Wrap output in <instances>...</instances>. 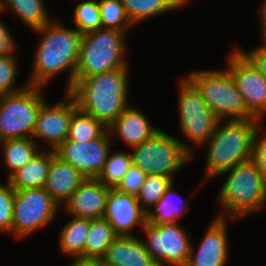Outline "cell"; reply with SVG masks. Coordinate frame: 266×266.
<instances>
[{
    "label": "cell",
    "instance_id": "6da1fadb",
    "mask_svg": "<svg viewBox=\"0 0 266 266\" xmlns=\"http://www.w3.org/2000/svg\"><path fill=\"white\" fill-rule=\"evenodd\" d=\"M41 36L34 52L29 85L48 86V83L68 71L66 90L74 85V76L79 59L82 35L75 28H68L59 20L53 19L41 28L33 30Z\"/></svg>",
    "mask_w": 266,
    "mask_h": 266
},
{
    "label": "cell",
    "instance_id": "7a4b0ae2",
    "mask_svg": "<svg viewBox=\"0 0 266 266\" xmlns=\"http://www.w3.org/2000/svg\"><path fill=\"white\" fill-rule=\"evenodd\" d=\"M129 69L121 68L74 79V85L68 92L80 111L108 127L130 104Z\"/></svg>",
    "mask_w": 266,
    "mask_h": 266
},
{
    "label": "cell",
    "instance_id": "3957f363",
    "mask_svg": "<svg viewBox=\"0 0 266 266\" xmlns=\"http://www.w3.org/2000/svg\"><path fill=\"white\" fill-rule=\"evenodd\" d=\"M260 122L258 119H250L217 123L214 133L203 145L207 147L203 183L197 190L195 188L190 197L196 195L206 181L219 177L237 164L252 160L255 129Z\"/></svg>",
    "mask_w": 266,
    "mask_h": 266
},
{
    "label": "cell",
    "instance_id": "277c9868",
    "mask_svg": "<svg viewBox=\"0 0 266 266\" xmlns=\"http://www.w3.org/2000/svg\"><path fill=\"white\" fill-rule=\"evenodd\" d=\"M227 178L218 191L217 199L221 218H246L266 210V179L252 161L237 164L221 173Z\"/></svg>",
    "mask_w": 266,
    "mask_h": 266
},
{
    "label": "cell",
    "instance_id": "5b68a950",
    "mask_svg": "<svg viewBox=\"0 0 266 266\" xmlns=\"http://www.w3.org/2000/svg\"><path fill=\"white\" fill-rule=\"evenodd\" d=\"M126 37L125 32L108 28L83 34L74 79L129 68Z\"/></svg>",
    "mask_w": 266,
    "mask_h": 266
},
{
    "label": "cell",
    "instance_id": "8992f818",
    "mask_svg": "<svg viewBox=\"0 0 266 266\" xmlns=\"http://www.w3.org/2000/svg\"><path fill=\"white\" fill-rule=\"evenodd\" d=\"M220 121L255 119L246 109L232 74L226 69L193 70L185 76Z\"/></svg>",
    "mask_w": 266,
    "mask_h": 266
},
{
    "label": "cell",
    "instance_id": "52a82bcc",
    "mask_svg": "<svg viewBox=\"0 0 266 266\" xmlns=\"http://www.w3.org/2000/svg\"><path fill=\"white\" fill-rule=\"evenodd\" d=\"M178 83V110L180 134L188 139L185 142L178 139L183 148L194 160V149L192 146H202L212 136L217 123L220 121L212 112L205 101L201 98L196 87L185 77ZM189 143H188V142ZM190 143L191 146H190Z\"/></svg>",
    "mask_w": 266,
    "mask_h": 266
},
{
    "label": "cell",
    "instance_id": "ba28073f",
    "mask_svg": "<svg viewBox=\"0 0 266 266\" xmlns=\"http://www.w3.org/2000/svg\"><path fill=\"white\" fill-rule=\"evenodd\" d=\"M44 88L28 84L19 92L0 95V142L32 138L38 112L47 96Z\"/></svg>",
    "mask_w": 266,
    "mask_h": 266
},
{
    "label": "cell",
    "instance_id": "9c48e42d",
    "mask_svg": "<svg viewBox=\"0 0 266 266\" xmlns=\"http://www.w3.org/2000/svg\"><path fill=\"white\" fill-rule=\"evenodd\" d=\"M132 162L143 172L172 176L192 161V156L183 148L180 141L159 130L150 139L130 148Z\"/></svg>",
    "mask_w": 266,
    "mask_h": 266
},
{
    "label": "cell",
    "instance_id": "30bf717a",
    "mask_svg": "<svg viewBox=\"0 0 266 266\" xmlns=\"http://www.w3.org/2000/svg\"><path fill=\"white\" fill-rule=\"evenodd\" d=\"M60 207L44 187L15 190L12 235L26 239L37 230L49 226Z\"/></svg>",
    "mask_w": 266,
    "mask_h": 266
},
{
    "label": "cell",
    "instance_id": "8fae6325",
    "mask_svg": "<svg viewBox=\"0 0 266 266\" xmlns=\"http://www.w3.org/2000/svg\"><path fill=\"white\" fill-rule=\"evenodd\" d=\"M141 231L144 246L158 266L186 265L192 240L180 223H146Z\"/></svg>",
    "mask_w": 266,
    "mask_h": 266
},
{
    "label": "cell",
    "instance_id": "7c38bea8",
    "mask_svg": "<svg viewBox=\"0 0 266 266\" xmlns=\"http://www.w3.org/2000/svg\"><path fill=\"white\" fill-rule=\"evenodd\" d=\"M227 55V69L232 74L247 111L263 121L266 115V79L238 50Z\"/></svg>",
    "mask_w": 266,
    "mask_h": 266
},
{
    "label": "cell",
    "instance_id": "4fadbf2b",
    "mask_svg": "<svg viewBox=\"0 0 266 266\" xmlns=\"http://www.w3.org/2000/svg\"><path fill=\"white\" fill-rule=\"evenodd\" d=\"M113 139L107 130L100 138L89 142L66 139L54 149L55 155L69 163L86 179L97 178L102 171Z\"/></svg>",
    "mask_w": 266,
    "mask_h": 266
},
{
    "label": "cell",
    "instance_id": "5bb4252c",
    "mask_svg": "<svg viewBox=\"0 0 266 266\" xmlns=\"http://www.w3.org/2000/svg\"><path fill=\"white\" fill-rule=\"evenodd\" d=\"M63 97L53 105L46 99L38 112L32 138L45 141V149L54 150L67 139L72 114L78 109L69 92L65 91Z\"/></svg>",
    "mask_w": 266,
    "mask_h": 266
},
{
    "label": "cell",
    "instance_id": "9a60e30c",
    "mask_svg": "<svg viewBox=\"0 0 266 266\" xmlns=\"http://www.w3.org/2000/svg\"><path fill=\"white\" fill-rule=\"evenodd\" d=\"M238 219L215 217L207 228L197 249L191 243L185 266H225L229 259L228 224ZM231 221V222H230ZM196 250V251H195Z\"/></svg>",
    "mask_w": 266,
    "mask_h": 266
},
{
    "label": "cell",
    "instance_id": "2e32d148",
    "mask_svg": "<svg viewBox=\"0 0 266 266\" xmlns=\"http://www.w3.org/2000/svg\"><path fill=\"white\" fill-rule=\"evenodd\" d=\"M103 218L118 236H135V226L141 229L146 224V212L141 208L137 197L116 188L109 189Z\"/></svg>",
    "mask_w": 266,
    "mask_h": 266
},
{
    "label": "cell",
    "instance_id": "e0dca14e",
    "mask_svg": "<svg viewBox=\"0 0 266 266\" xmlns=\"http://www.w3.org/2000/svg\"><path fill=\"white\" fill-rule=\"evenodd\" d=\"M109 189L97 178L85 179L62 206V210L71 217L103 218Z\"/></svg>",
    "mask_w": 266,
    "mask_h": 266
},
{
    "label": "cell",
    "instance_id": "ac0fdd59",
    "mask_svg": "<svg viewBox=\"0 0 266 266\" xmlns=\"http://www.w3.org/2000/svg\"><path fill=\"white\" fill-rule=\"evenodd\" d=\"M111 137L118 136L127 147L132 148L150 139L160 129L140 109L128 105L117 118L107 127Z\"/></svg>",
    "mask_w": 266,
    "mask_h": 266
},
{
    "label": "cell",
    "instance_id": "d6986e66",
    "mask_svg": "<svg viewBox=\"0 0 266 266\" xmlns=\"http://www.w3.org/2000/svg\"><path fill=\"white\" fill-rule=\"evenodd\" d=\"M85 179L69 163L54 155L44 188L52 200L61 208Z\"/></svg>",
    "mask_w": 266,
    "mask_h": 266
},
{
    "label": "cell",
    "instance_id": "ffe728a7",
    "mask_svg": "<svg viewBox=\"0 0 266 266\" xmlns=\"http://www.w3.org/2000/svg\"><path fill=\"white\" fill-rule=\"evenodd\" d=\"M102 259L117 266H158L136 235L118 236Z\"/></svg>",
    "mask_w": 266,
    "mask_h": 266
},
{
    "label": "cell",
    "instance_id": "44dd1931",
    "mask_svg": "<svg viewBox=\"0 0 266 266\" xmlns=\"http://www.w3.org/2000/svg\"><path fill=\"white\" fill-rule=\"evenodd\" d=\"M40 150L24 167L14 172L7 180L14 190L44 187L54 150Z\"/></svg>",
    "mask_w": 266,
    "mask_h": 266
},
{
    "label": "cell",
    "instance_id": "7402d4cb",
    "mask_svg": "<svg viewBox=\"0 0 266 266\" xmlns=\"http://www.w3.org/2000/svg\"><path fill=\"white\" fill-rule=\"evenodd\" d=\"M172 182L157 203L146 212V223L159 225L167 223H179L184 213L187 214L189 207L186 201L174 189Z\"/></svg>",
    "mask_w": 266,
    "mask_h": 266
},
{
    "label": "cell",
    "instance_id": "603a6c76",
    "mask_svg": "<svg viewBox=\"0 0 266 266\" xmlns=\"http://www.w3.org/2000/svg\"><path fill=\"white\" fill-rule=\"evenodd\" d=\"M121 2L128 19L134 26L148 18L183 9L191 3L190 0H121Z\"/></svg>",
    "mask_w": 266,
    "mask_h": 266
},
{
    "label": "cell",
    "instance_id": "cb8c5ba5",
    "mask_svg": "<svg viewBox=\"0 0 266 266\" xmlns=\"http://www.w3.org/2000/svg\"><path fill=\"white\" fill-rule=\"evenodd\" d=\"M90 228L89 218L72 217L58 231L59 250L72 259H84V245Z\"/></svg>",
    "mask_w": 266,
    "mask_h": 266
},
{
    "label": "cell",
    "instance_id": "d4e9b609",
    "mask_svg": "<svg viewBox=\"0 0 266 266\" xmlns=\"http://www.w3.org/2000/svg\"><path fill=\"white\" fill-rule=\"evenodd\" d=\"M44 0H0V10H11L21 22L32 30L43 27L52 19Z\"/></svg>",
    "mask_w": 266,
    "mask_h": 266
},
{
    "label": "cell",
    "instance_id": "484cf974",
    "mask_svg": "<svg viewBox=\"0 0 266 266\" xmlns=\"http://www.w3.org/2000/svg\"><path fill=\"white\" fill-rule=\"evenodd\" d=\"M36 142L33 138L7 139L0 142L2 158L9 172L6 179L24 167L40 151Z\"/></svg>",
    "mask_w": 266,
    "mask_h": 266
},
{
    "label": "cell",
    "instance_id": "4316f807",
    "mask_svg": "<svg viewBox=\"0 0 266 266\" xmlns=\"http://www.w3.org/2000/svg\"><path fill=\"white\" fill-rule=\"evenodd\" d=\"M117 237L106 219H90V228L84 245V259L102 258Z\"/></svg>",
    "mask_w": 266,
    "mask_h": 266
},
{
    "label": "cell",
    "instance_id": "83f0119b",
    "mask_svg": "<svg viewBox=\"0 0 266 266\" xmlns=\"http://www.w3.org/2000/svg\"><path fill=\"white\" fill-rule=\"evenodd\" d=\"M107 127L94 117L77 109L70 121L67 139L74 142H89L100 138Z\"/></svg>",
    "mask_w": 266,
    "mask_h": 266
},
{
    "label": "cell",
    "instance_id": "f1b7e54d",
    "mask_svg": "<svg viewBox=\"0 0 266 266\" xmlns=\"http://www.w3.org/2000/svg\"><path fill=\"white\" fill-rule=\"evenodd\" d=\"M111 151L113 150L108 152L105 165L97 179L108 188H116L133 162L130 152Z\"/></svg>",
    "mask_w": 266,
    "mask_h": 266
},
{
    "label": "cell",
    "instance_id": "f546056e",
    "mask_svg": "<svg viewBox=\"0 0 266 266\" xmlns=\"http://www.w3.org/2000/svg\"><path fill=\"white\" fill-rule=\"evenodd\" d=\"M102 28L129 33L135 27L127 17L121 0H99Z\"/></svg>",
    "mask_w": 266,
    "mask_h": 266
},
{
    "label": "cell",
    "instance_id": "4dcf8cb0",
    "mask_svg": "<svg viewBox=\"0 0 266 266\" xmlns=\"http://www.w3.org/2000/svg\"><path fill=\"white\" fill-rule=\"evenodd\" d=\"M172 182H176L172 176L160 174L147 175L144 184L136 196L141 208L145 212L152 208Z\"/></svg>",
    "mask_w": 266,
    "mask_h": 266
},
{
    "label": "cell",
    "instance_id": "1f68e13d",
    "mask_svg": "<svg viewBox=\"0 0 266 266\" xmlns=\"http://www.w3.org/2000/svg\"><path fill=\"white\" fill-rule=\"evenodd\" d=\"M75 29L81 35L102 28L100 7L98 0H85L78 3L73 9Z\"/></svg>",
    "mask_w": 266,
    "mask_h": 266
},
{
    "label": "cell",
    "instance_id": "d6a6232c",
    "mask_svg": "<svg viewBox=\"0 0 266 266\" xmlns=\"http://www.w3.org/2000/svg\"><path fill=\"white\" fill-rule=\"evenodd\" d=\"M17 58H10L0 56V95H6L11 93H16L23 90L28 83H24V86L19 88V86H15V82L19 73Z\"/></svg>",
    "mask_w": 266,
    "mask_h": 266
},
{
    "label": "cell",
    "instance_id": "836d02e7",
    "mask_svg": "<svg viewBox=\"0 0 266 266\" xmlns=\"http://www.w3.org/2000/svg\"><path fill=\"white\" fill-rule=\"evenodd\" d=\"M14 196L15 190L9 181L0 182V233L12 234Z\"/></svg>",
    "mask_w": 266,
    "mask_h": 266
},
{
    "label": "cell",
    "instance_id": "e575fe53",
    "mask_svg": "<svg viewBox=\"0 0 266 266\" xmlns=\"http://www.w3.org/2000/svg\"><path fill=\"white\" fill-rule=\"evenodd\" d=\"M146 176L147 174H145L140 167H137L132 163L116 189L123 193L137 196L140 188L145 182Z\"/></svg>",
    "mask_w": 266,
    "mask_h": 266
},
{
    "label": "cell",
    "instance_id": "d590c367",
    "mask_svg": "<svg viewBox=\"0 0 266 266\" xmlns=\"http://www.w3.org/2000/svg\"><path fill=\"white\" fill-rule=\"evenodd\" d=\"M262 125L261 121L255 129L252 161L266 179V128L262 129Z\"/></svg>",
    "mask_w": 266,
    "mask_h": 266
},
{
    "label": "cell",
    "instance_id": "8d00e7d4",
    "mask_svg": "<svg viewBox=\"0 0 266 266\" xmlns=\"http://www.w3.org/2000/svg\"><path fill=\"white\" fill-rule=\"evenodd\" d=\"M260 46L254 47L248 52L237 48L266 79V39L261 41Z\"/></svg>",
    "mask_w": 266,
    "mask_h": 266
},
{
    "label": "cell",
    "instance_id": "74e56055",
    "mask_svg": "<svg viewBox=\"0 0 266 266\" xmlns=\"http://www.w3.org/2000/svg\"><path fill=\"white\" fill-rule=\"evenodd\" d=\"M0 13L2 11L0 10ZM8 27L0 20V56L16 58L15 55L18 44H16L14 36Z\"/></svg>",
    "mask_w": 266,
    "mask_h": 266
},
{
    "label": "cell",
    "instance_id": "f35d334b",
    "mask_svg": "<svg viewBox=\"0 0 266 266\" xmlns=\"http://www.w3.org/2000/svg\"><path fill=\"white\" fill-rule=\"evenodd\" d=\"M262 6L260 7V12H259V15H261L260 16V23H261V39L263 40V39H266V0H263L262 1V4H261Z\"/></svg>",
    "mask_w": 266,
    "mask_h": 266
},
{
    "label": "cell",
    "instance_id": "ab89813d",
    "mask_svg": "<svg viewBox=\"0 0 266 266\" xmlns=\"http://www.w3.org/2000/svg\"><path fill=\"white\" fill-rule=\"evenodd\" d=\"M69 266H97L96 259H72Z\"/></svg>",
    "mask_w": 266,
    "mask_h": 266
},
{
    "label": "cell",
    "instance_id": "60d3db41",
    "mask_svg": "<svg viewBox=\"0 0 266 266\" xmlns=\"http://www.w3.org/2000/svg\"><path fill=\"white\" fill-rule=\"evenodd\" d=\"M96 262H97V266H117V265L104 261L102 258L96 259Z\"/></svg>",
    "mask_w": 266,
    "mask_h": 266
}]
</instances>
